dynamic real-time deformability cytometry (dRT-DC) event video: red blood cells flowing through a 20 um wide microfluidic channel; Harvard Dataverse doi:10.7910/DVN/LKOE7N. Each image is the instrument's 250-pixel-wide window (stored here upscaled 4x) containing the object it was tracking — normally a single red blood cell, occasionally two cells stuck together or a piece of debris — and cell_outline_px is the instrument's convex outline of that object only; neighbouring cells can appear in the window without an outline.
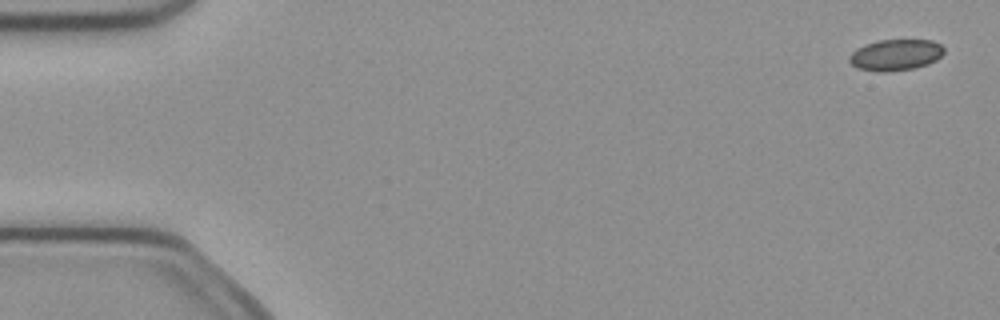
{"species": "common noctule bat (a hibernating species)", "species_latin": "Nyctalus noctula", "temperature_condition": "cold", "stored_images_in_passage": 7, "camera_frame_rate_fps": 3000, "um_per_image_px": 0.085, "animal": {"sex": "female", "body_mass_g": 21.9}, "frame": {"image": 1, "passage_image": 1, "time_ms": 0.0, "image_size_px": [1000, 320], "cell_outline_px": [[944, 52], [936, 60], [928, 64], [912, 68], [860, 68], [852, 64], [848, 60], [848, 56], [852, 52], [864, 44], [880, 40], [932, 40], [940, 44], [944, 48]], "centroid_in_image_um": [76.17, 4.59], "position_along_channel_um": 8.8, "area_um2": 16.24}}
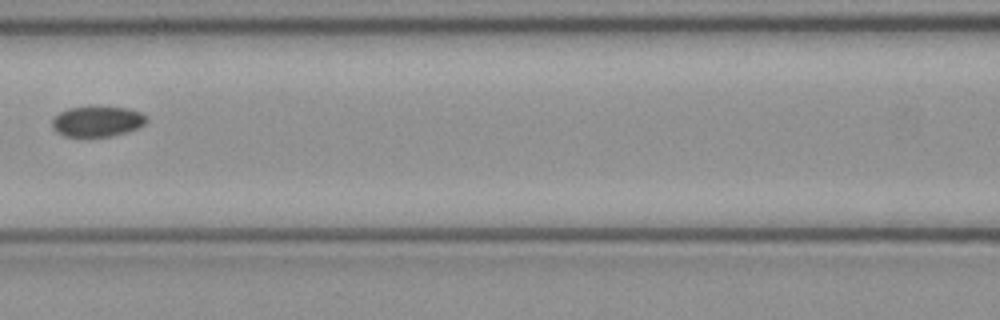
{"frame": {"image": 2, "passage_image": 7, "time_ms": 2.0, "image_size_px": [1000, 320], "cell_outline_px": [[148, 120], [140, 128], [112, 136], [64, 136], [56, 132], [52, 128], [52, 116], [68, 108], [128, 108], [140, 112], [148, 116]], "centroid_in_image_um": [8.27, 10.34], "position_along_channel_um": 158.3, "area_um2": 16.65}}